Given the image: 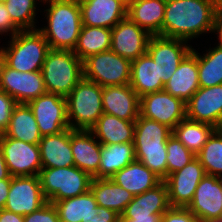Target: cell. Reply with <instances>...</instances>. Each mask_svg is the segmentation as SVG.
<instances>
[{"mask_svg":"<svg viewBox=\"0 0 222 222\" xmlns=\"http://www.w3.org/2000/svg\"><path fill=\"white\" fill-rule=\"evenodd\" d=\"M186 118L222 129V84L200 87L186 102Z\"/></svg>","mask_w":222,"mask_h":222,"instance_id":"obj_17","label":"cell"},{"mask_svg":"<svg viewBox=\"0 0 222 222\" xmlns=\"http://www.w3.org/2000/svg\"><path fill=\"white\" fill-rule=\"evenodd\" d=\"M0 222H24V216L4 208L0 210Z\"/></svg>","mask_w":222,"mask_h":222,"instance_id":"obj_45","label":"cell"},{"mask_svg":"<svg viewBox=\"0 0 222 222\" xmlns=\"http://www.w3.org/2000/svg\"><path fill=\"white\" fill-rule=\"evenodd\" d=\"M198 79L202 88L222 84V48L209 49L203 56L198 53Z\"/></svg>","mask_w":222,"mask_h":222,"instance_id":"obj_35","label":"cell"},{"mask_svg":"<svg viewBox=\"0 0 222 222\" xmlns=\"http://www.w3.org/2000/svg\"><path fill=\"white\" fill-rule=\"evenodd\" d=\"M140 115L173 130L186 119V103L164 90L149 93L140 97Z\"/></svg>","mask_w":222,"mask_h":222,"instance_id":"obj_13","label":"cell"},{"mask_svg":"<svg viewBox=\"0 0 222 222\" xmlns=\"http://www.w3.org/2000/svg\"><path fill=\"white\" fill-rule=\"evenodd\" d=\"M200 222H222V217L202 220Z\"/></svg>","mask_w":222,"mask_h":222,"instance_id":"obj_49","label":"cell"},{"mask_svg":"<svg viewBox=\"0 0 222 222\" xmlns=\"http://www.w3.org/2000/svg\"><path fill=\"white\" fill-rule=\"evenodd\" d=\"M0 149L12 177L39 175L42 169L39 145L0 137Z\"/></svg>","mask_w":222,"mask_h":222,"instance_id":"obj_11","label":"cell"},{"mask_svg":"<svg viewBox=\"0 0 222 222\" xmlns=\"http://www.w3.org/2000/svg\"><path fill=\"white\" fill-rule=\"evenodd\" d=\"M95 139L90 130L71 129L70 145L74 164L92 178H98L101 158V144Z\"/></svg>","mask_w":222,"mask_h":222,"instance_id":"obj_24","label":"cell"},{"mask_svg":"<svg viewBox=\"0 0 222 222\" xmlns=\"http://www.w3.org/2000/svg\"><path fill=\"white\" fill-rule=\"evenodd\" d=\"M187 43L188 41L182 39L167 38L159 35L150 37L147 53L157 64L159 77L164 84L176 71L184 57L192 50V46Z\"/></svg>","mask_w":222,"mask_h":222,"instance_id":"obj_14","label":"cell"},{"mask_svg":"<svg viewBox=\"0 0 222 222\" xmlns=\"http://www.w3.org/2000/svg\"><path fill=\"white\" fill-rule=\"evenodd\" d=\"M172 129L141 115L135 121L134 148L136 160L162 180L167 177V140Z\"/></svg>","mask_w":222,"mask_h":222,"instance_id":"obj_3","label":"cell"},{"mask_svg":"<svg viewBox=\"0 0 222 222\" xmlns=\"http://www.w3.org/2000/svg\"><path fill=\"white\" fill-rule=\"evenodd\" d=\"M131 63L112 50L100 52L83 61V77L101 87L126 85L131 79Z\"/></svg>","mask_w":222,"mask_h":222,"instance_id":"obj_8","label":"cell"},{"mask_svg":"<svg viewBox=\"0 0 222 222\" xmlns=\"http://www.w3.org/2000/svg\"><path fill=\"white\" fill-rule=\"evenodd\" d=\"M38 0H8L5 5L12 21L22 30H36V2ZM42 2V0L40 1Z\"/></svg>","mask_w":222,"mask_h":222,"instance_id":"obj_37","label":"cell"},{"mask_svg":"<svg viewBox=\"0 0 222 222\" xmlns=\"http://www.w3.org/2000/svg\"><path fill=\"white\" fill-rule=\"evenodd\" d=\"M211 32L214 33L217 32L219 40V44L217 46L222 48V11L218 10L215 11L213 27Z\"/></svg>","mask_w":222,"mask_h":222,"instance_id":"obj_43","label":"cell"},{"mask_svg":"<svg viewBox=\"0 0 222 222\" xmlns=\"http://www.w3.org/2000/svg\"><path fill=\"white\" fill-rule=\"evenodd\" d=\"M24 222H60L53 203L47 201L41 208L24 216Z\"/></svg>","mask_w":222,"mask_h":222,"instance_id":"obj_39","label":"cell"},{"mask_svg":"<svg viewBox=\"0 0 222 222\" xmlns=\"http://www.w3.org/2000/svg\"><path fill=\"white\" fill-rule=\"evenodd\" d=\"M110 46L111 29L82 25L73 52L83 62L91 55L110 50Z\"/></svg>","mask_w":222,"mask_h":222,"instance_id":"obj_33","label":"cell"},{"mask_svg":"<svg viewBox=\"0 0 222 222\" xmlns=\"http://www.w3.org/2000/svg\"><path fill=\"white\" fill-rule=\"evenodd\" d=\"M196 158L207 175L222 178V129H216L212 133Z\"/></svg>","mask_w":222,"mask_h":222,"instance_id":"obj_36","label":"cell"},{"mask_svg":"<svg viewBox=\"0 0 222 222\" xmlns=\"http://www.w3.org/2000/svg\"><path fill=\"white\" fill-rule=\"evenodd\" d=\"M166 0H136L127 7V17L151 36H162Z\"/></svg>","mask_w":222,"mask_h":222,"instance_id":"obj_29","label":"cell"},{"mask_svg":"<svg viewBox=\"0 0 222 222\" xmlns=\"http://www.w3.org/2000/svg\"><path fill=\"white\" fill-rule=\"evenodd\" d=\"M7 47H0V59L19 72L41 71L50 50L44 35L38 30H24L11 37Z\"/></svg>","mask_w":222,"mask_h":222,"instance_id":"obj_4","label":"cell"},{"mask_svg":"<svg viewBox=\"0 0 222 222\" xmlns=\"http://www.w3.org/2000/svg\"><path fill=\"white\" fill-rule=\"evenodd\" d=\"M159 219H119L118 222H157Z\"/></svg>","mask_w":222,"mask_h":222,"instance_id":"obj_47","label":"cell"},{"mask_svg":"<svg viewBox=\"0 0 222 222\" xmlns=\"http://www.w3.org/2000/svg\"><path fill=\"white\" fill-rule=\"evenodd\" d=\"M0 89L17 103H28L47 93L42 71L19 72L0 59Z\"/></svg>","mask_w":222,"mask_h":222,"instance_id":"obj_12","label":"cell"},{"mask_svg":"<svg viewBox=\"0 0 222 222\" xmlns=\"http://www.w3.org/2000/svg\"><path fill=\"white\" fill-rule=\"evenodd\" d=\"M8 0H0V3H6Z\"/></svg>","mask_w":222,"mask_h":222,"instance_id":"obj_52","label":"cell"},{"mask_svg":"<svg viewBox=\"0 0 222 222\" xmlns=\"http://www.w3.org/2000/svg\"><path fill=\"white\" fill-rule=\"evenodd\" d=\"M216 129L211 124L186 118L175 126L172 135L196 156Z\"/></svg>","mask_w":222,"mask_h":222,"instance_id":"obj_34","label":"cell"},{"mask_svg":"<svg viewBox=\"0 0 222 222\" xmlns=\"http://www.w3.org/2000/svg\"><path fill=\"white\" fill-rule=\"evenodd\" d=\"M215 10L222 11V0H215Z\"/></svg>","mask_w":222,"mask_h":222,"instance_id":"obj_48","label":"cell"},{"mask_svg":"<svg viewBox=\"0 0 222 222\" xmlns=\"http://www.w3.org/2000/svg\"><path fill=\"white\" fill-rule=\"evenodd\" d=\"M187 208L199 221L222 217V178L206 174Z\"/></svg>","mask_w":222,"mask_h":222,"instance_id":"obj_19","label":"cell"},{"mask_svg":"<svg viewBox=\"0 0 222 222\" xmlns=\"http://www.w3.org/2000/svg\"><path fill=\"white\" fill-rule=\"evenodd\" d=\"M46 202L38 176L12 177L5 209L25 216Z\"/></svg>","mask_w":222,"mask_h":222,"instance_id":"obj_16","label":"cell"},{"mask_svg":"<svg viewBox=\"0 0 222 222\" xmlns=\"http://www.w3.org/2000/svg\"><path fill=\"white\" fill-rule=\"evenodd\" d=\"M166 149L167 176L182 169L196 157L173 135L168 138Z\"/></svg>","mask_w":222,"mask_h":222,"instance_id":"obj_38","label":"cell"},{"mask_svg":"<svg viewBox=\"0 0 222 222\" xmlns=\"http://www.w3.org/2000/svg\"><path fill=\"white\" fill-rule=\"evenodd\" d=\"M0 137H10L23 142L39 145L42 136L31 108L26 103H17L9 125Z\"/></svg>","mask_w":222,"mask_h":222,"instance_id":"obj_30","label":"cell"},{"mask_svg":"<svg viewBox=\"0 0 222 222\" xmlns=\"http://www.w3.org/2000/svg\"><path fill=\"white\" fill-rule=\"evenodd\" d=\"M110 179L134 196L153 189L163 181L138 160L117 171Z\"/></svg>","mask_w":222,"mask_h":222,"instance_id":"obj_27","label":"cell"},{"mask_svg":"<svg viewBox=\"0 0 222 222\" xmlns=\"http://www.w3.org/2000/svg\"><path fill=\"white\" fill-rule=\"evenodd\" d=\"M48 3L47 26L38 28L50 49L73 51L82 27L79 0H42Z\"/></svg>","mask_w":222,"mask_h":222,"instance_id":"obj_2","label":"cell"},{"mask_svg":"<svg viewBox=\"0 0 222 222\" xmlns=\"http://www.w3.org/2000/svg\"><path fill=\"white\" fill-rule=\"evenodd\" d=\"M103 112L124 120L140 116V97L130 84L102 87Z\"/></svg>","mask_w":222,"mask_h":222,"instance_id":"obj_22","label":"cell"},{"mask_svg":"<svg viewBox=\"0 0 222 222\" xmlns=\"http://www.w3.org/2000/svg\"><path fill=\"white\" fill-rule=\"evenodd\" d=\"M16 105L17 102L0 89V135L6 131Z\"/></svg>","mask_w":222,"mask_h":222,"instance_id":"obj_40","label":"cell"},{"mask_svg":"<svg viewBox=\"0 0 222 222\" xmlns=\"http://www.w3.org/2000/svg\"><path fill=\"white\" fill-rule=\"evenodd\" d=\"M135 121L103 113L90 131L101 145L133 143Z\"/></svg>","mask_w":222,"mask_h":222,"instance_id":"obj_26","label":"cell"},{"mask_svg":"<svg viewBox=\"0 0 222 222\" xmlns=\"http://www.w3.org/2000/svg\"><path fill=\"white\" fill-rule=\"evenodd\" d=\"M69 128L90 130L104 113L102 87L84 77L65 97Z\"/></svg>","mask_w":222,"mask_h":222,"instance_id":"obj_6","label":"cell"},{"mask_svg":"<svg viewBox=\"0 0 222 222\" xmlns=\"http://www.w3.org/2000/svg\"><path fill=\"white\" fill-rule=\"evenodd\" d=\"M150 37L146 30L126 17L111 29L110 50L132 61L147 53Z\"/></svg>","mask_w":222,"mask_h":222,"instance_id":"obj_18","label":"cell"},{"mask_svg":"<svg viewBox=\"0 0 222 222\" xmlns=\"http://www.w3.org/2000/svg\"><path fill=\"white\" fill-rule=\"evenodd\" d=\"M136 160L133 143L101 145L99 179H110L117 171Z\"/></svg>","mask_w":222,"mask_h":222,"instance_id":"obj_32","label":"cell"},{"mask_svg":"<svg viewBox=\"0 0 222 222\" xmlns=\"http://www.w3.org/2000/svg\"><path fill=\"white\" fill-rule=\"evenodd\" d=\"M27 104L34 114L42 137L56 135L69 128L64 96L45 93Z\"/></svg>","mask_w":222,"mask_h":222,"instance_id":"obj_10","label":"cell"},{"mask_svg":"<svg viewBox=\"0 0 222 222\" xmlns=\"http://www.w3.org/2000/svg\"><path fill=\"white\" fill-rule=\"evenodd\" d=\"M162 218L165 222H200L187 207H170Z\"/></svg>","mask_w":222,"mask_h":222,"instance_id":"obj_41","label":"cell"},{"mask_svg":"<svg viewBox=\"0 0 222 222\" xmlns=\"http://www.w3.org/2000/svg\"><path fill=\"white\" fill-rule=\"evenodd\" d=\"M3 179H12V176L9 173L8 167L5 162V158L2 155V151L0 149V180Z\"/></svg>","mask_w":222,"mask_h":222,"instance_id":"obj_46","label":"cell"},{"mask_svg":"<svg viewBox=\"0 0 222 222\" xmlns=\"http://www.w3.org/2000/svg\"><path fill=\"white\" fill-rule=\"evenodd\" d=\"M41 71L47 93L66 97L83 78V62L73 51L50 49Z\"/></svg>","mask_w":222,"mask_h":222,"instance_id":"obj_5","label":"cell"},{"mask_svg":"<svg viewBox=\"0 0 222 222\" xmlns=\"http://www.w3.org/2000/svg\"><path fill=\"white\" fill-rule=\"evenodd\" d=\"M139 97L164 89L163 80L153 58L145 53L131 63V79L129 83Z\"/></svg>","mask_w":222,"mask_h":222,"instance_id":"obj_28","label":"cell"},{"mask_svg":"<svg viewBox=\"0 0 222 222\" xmlns=\"http://www.w3.org/2000/svg\"><path fill=\"white\" fill-rule=\"evenodd\" d=\"M60 222H118L120 215L99 206L91 190L76 197L51 202Z\"/></svg>","mask_w":222,"mask_h":222,"instance_id":"obj_9","label":"cell"},{"mask_svg":"<svg viewBox=\"0 0 222 222\" xmlns=\"http://www.w3.org/2000/svg\"><path fill=\"white\" fill-rule=\"evenodd\" d=\"M90 190L99 206L111 209L121 215L134 195L111 179L93 178Z\"/></svg>","mask_w":222,"mask_h":222,"instance_id":"obj_31","label":"cell"},{"mask_svg":"<svg viewBox=\"0 0 222 222\" xmlns=\"http://www.w3.org/2000/svg\"><path fill=\"white\" fill-rule=\"evenodd\" d=\"M215 11L214 0H166L162 37L189 41L211 33Z\"/></svg>","mask_w":222,"mask_h":222,"instance_id":"obj_1","label":"cell"},{"mask_svg":"<svg viewBox=\"0 0 222 222\" xmlns=\"http://www.w3.org/2000/svg\"><path fill=\"white\" fill-rule=\"evenodd\" d=\"M10 184H11V179L0 180V210L5 208V204L10 189Z\"/></svg>","mask_w":222,"mask_h":222,"instance_id":"obj_44","label":"cell"},{"mask_svg":"<svg viewBox=\"0 0 222 222\" xmlns=\"http://www.w3.org/2000/svg\"><path fill=\"white\" fill-rule=\"evenodd\" d=\"M205 175L204 168L196 157L182 169L169 174L163 181L167 185L170 206L188 207Z\"/></svg>","mask_w":222,"mask_h":222,"instance_id":"obj_15","label":"cell"},{"mask_svg":"<svg viewBox=\"0 0 222 222\" xmlns=\"http://www.w3.org/2000/svg\"><path fill=\"white\" fill-rule=\"evenodd\" d=\"M20 31L22 30L12 21L5 3H0V35L10 32V37H13Z\"/></svg>","mask_w":222,"mask_h":222,"instance_id":"obj_42","label":"cell"},{"mask_svg":"<svg viewBox=\"0 0 222 222\" xmlns=\"http://www.w3.org/2000/svg\"><path fill=\"white\" fill-rule=\"evenodd\" d=\"M157 222H165L164 219L161 217Z\"/></svg>","mask_w":222,"mask_h":222,"instance_id":"obj_51","label":"cell"},{"mask_svg":"<svg viewBox=\"0 0 222 222\" xmlns=\"http://www.w3.org/2000/svg\"><path fill=\"white\" fill-rule=\"evenodd\" d=\"M122 3H124L127 7L134 3L136 0H120Z\"/></svg>","mask_w":222,"mask_h":222,"instance_id":"obj_50","label":"cell"},{"mask_svg":"<svg viewBox=\"0 0 222 222\" xmlns=\"http://www.w3.org/2000/svg\"><path fill=\"white\" fill-rule=\"evenodd\" d=\"M38 177L42 193L50 203L88 192L93 179L76 166L42 168Z\"/></svg>","mask_w":222,"mask_h":222,"instance_id":"obj_7","label":"cell"},{"mask_svg":"<svg viewBox=\"0 0 222 222\" xmlns=\"http://www.w3.org/2000/svg\"><path fill=\"white\" fill-rule=\"evenodd\" d=\"M170 207L167 185L162 181L153 189L134 196L119 219H160Z\"/></svg>","mask_w":222,"mask_h":222,"instance_id":"obj_20","label":"cell"},{"mask_svg":"<svg viewBox=\"0 0 222 222\" xmlns=\"http://www.w3.org/2000/svg\"><path fill=\"white\" fill-rule=\"evenodd\" d=\"M199 88L198 51L192 48L165 83L163 90L186 103Z\"/></svg>","mask_w":222,"mask_h":222,"instance_id":"obj_23","label":"cell"},{"mask_svg":"<svg viewBox=\"0 0 222 222\" xmlns=\"http://www.w3.org/2000/svg\"><path fill=\"white\" fill-rule=\"evenodd\" d=\"M71 128L56 135L43 136L39 141L42 168L75 166L70 145Z\"/></svg>","mask_w":222,"mask_h":222,"instance_id":"obj_25","label":"cell"},{"mask_svg":"<svg viewBox=\"0 0 222 222\" xmlns=\"http://www.w3.org/2000/svg\"><path fill=\"white\" fill-rule=\"evenodd\" d=\"M83 26L112 29L127 17V6L120 0H79Z\"/></svg>","mask_w":222,"mask_h":222,"instance_id":"obj_21","label":"cell"}]
</instances>
